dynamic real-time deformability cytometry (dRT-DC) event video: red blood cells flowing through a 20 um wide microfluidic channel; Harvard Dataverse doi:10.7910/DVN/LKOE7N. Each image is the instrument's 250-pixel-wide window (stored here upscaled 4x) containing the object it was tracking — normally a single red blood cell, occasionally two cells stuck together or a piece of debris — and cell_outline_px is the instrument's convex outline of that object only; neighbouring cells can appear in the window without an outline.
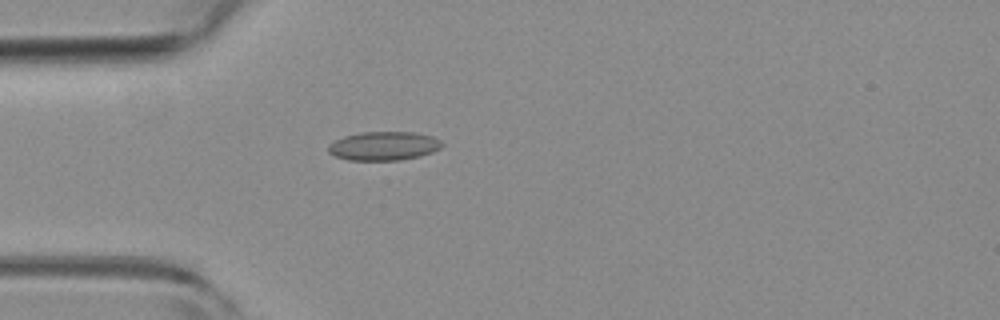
{"species": "common noctule bat (a hibernating species)", "species_latin": "Nyctalus noctula", "temperature_condition": "room temperature", "stored_images_in_passage": 4, "camera_frame_rate_fps": 3000, "um_per_image_px": 0.085, "animal": {"sex": "female", "body_mass_g": 19.3, "forearm_length_mm": 54.1}, "frame": {"image": 1, "passage_image": 4, "time_ms": 1.0, "image_size_px": [1000, 320], "cell_outline_px": [[444, 144], [440, 148], [432, 152], [420, 156], [400, 160], [348, 160], [336, 156], [328, 152], [328, 144], [344, 136], [360, 132], [416, 132], [432, 136], [440, 140]], "centroid_in_image_um": [32.63, 12.4], "position_along_channel_um": 52.4, "area_um2": 19.13}}